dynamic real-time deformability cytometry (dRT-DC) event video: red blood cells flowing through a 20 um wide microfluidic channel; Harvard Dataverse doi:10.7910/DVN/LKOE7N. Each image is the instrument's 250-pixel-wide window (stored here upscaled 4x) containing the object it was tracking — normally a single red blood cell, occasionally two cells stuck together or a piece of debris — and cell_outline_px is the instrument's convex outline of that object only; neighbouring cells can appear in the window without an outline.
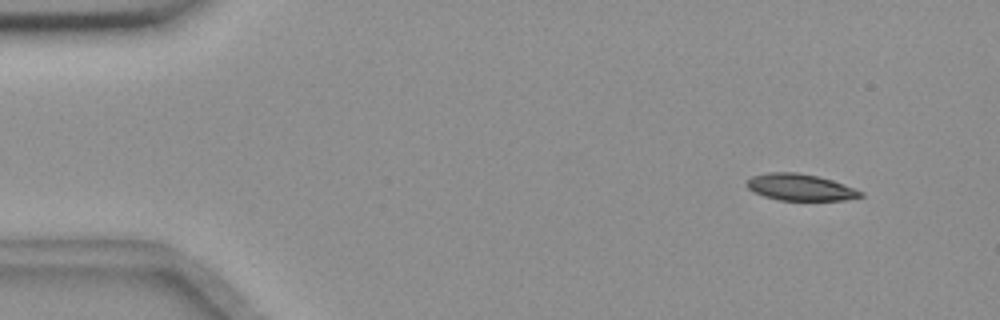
{"species": "common noctule bat (a hibernating species)", "species_latin": "Nyctalus noctula", "temperature_condition": "room temperature", "stored_images_in_passage": 56, "camera_frame_rate_fps": 3000, "um_per_image_px": 0.085, "animal": {"sex": "female", "body_mass_g": 18.4}, "frame": {"image": 1, "passage_image": 5, "time_ms": 1.333, "image_size_px": [1000, 320], "cell_outline_px": [[864, 196], [844, 200], [780, 200], [764, 196], [752, 192], [744, 184], [752, 176], [768, 172], [796, 172], [816, 176], [832, 180], [844, 184], [864, 192]], "centroid_in_image_um": [68.0, 15.92], "position_along_channel_um": 17.0, "area_um2": 17.69}}
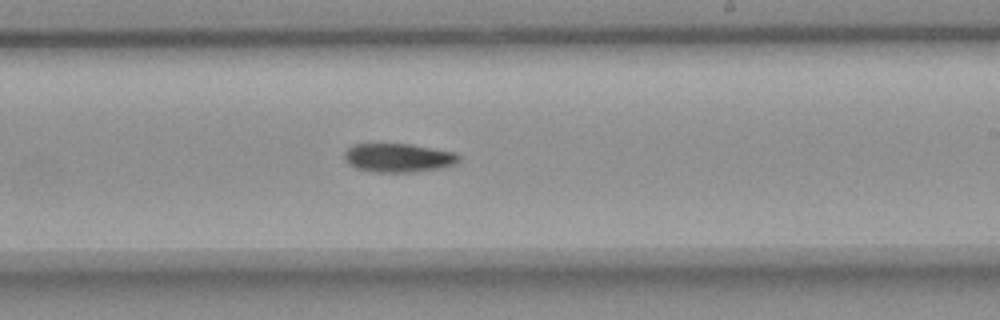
{"frame": {"image": 2, "passage_image": 33, "time_ms": 10.667, "image_size_px": [1000, 320], "cell_outline_px": [[460, 160], [456, 164], [444, 168], [412, 172], [372, 172], [356, 168], [348, 164], [344, 160], [344, 152], [348, 148], [356, 144], [412, 144], [456, 152], [460, 156]], "centroid_in_image_um": [33.89, 13.42], "position_along_channel_um": 255.1, "area_um2": 19.48}}
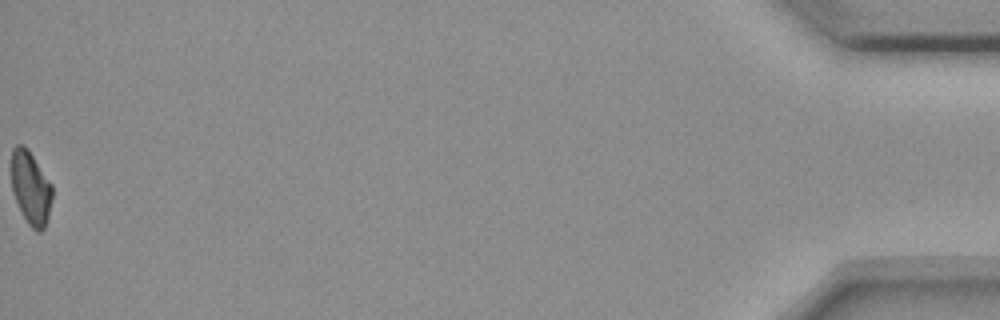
{"frame": {"image": 3, "passage_image": 56, "time_ms": 18.333, "image_size_px": [1000, 320], "cell_outline_px": [[52, 200], [48, 216], [44, 228], [40, 232], [36, 232], [28, 224], [12, 192], [12, 148], [16, 144], [24, 144], [28, 148], [52, 184]], "centroid_in_image_um": [2.62, 15.94], "position_along_channel_um": 432.6, "area_um2": 17.46}}